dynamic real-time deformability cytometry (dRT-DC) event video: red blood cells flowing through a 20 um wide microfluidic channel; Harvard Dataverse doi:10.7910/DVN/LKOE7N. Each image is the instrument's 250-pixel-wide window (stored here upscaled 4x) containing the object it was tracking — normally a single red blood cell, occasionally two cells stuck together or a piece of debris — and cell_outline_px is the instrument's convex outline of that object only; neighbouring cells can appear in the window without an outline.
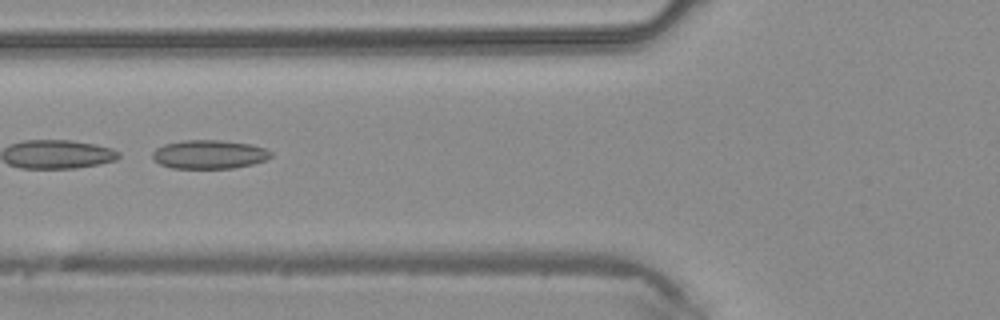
{"species": "common noctule bat (a hibernating species)", "species_latin": "Nyctalus noctula", "temperature_condition": "warm", "stored_images_in_passage": 4, "camera_frame_rate_fps": 3000, "um_per_image_px": 0.085, "animal": {"sex": "male", "body_mass_g": 20.4}, "frame": {"image": 1, "passage_image": 3, "time_ms": 0.667, "image_size_px": [1000, 320], "cell_outline_px": [[272, 156], [264, 160], [252, 164], [232, 168], [172, 168], [160, 164], [152, 156], [152, 152], [156, 148], [164, 144], [184, 140], [216, 140], [248, 144], [264, 148], [272, 152]], "centroid_in_image_um": [17.76, 13.12], "position_along_channel_um": 108.0, "area_um2": 19.59}}
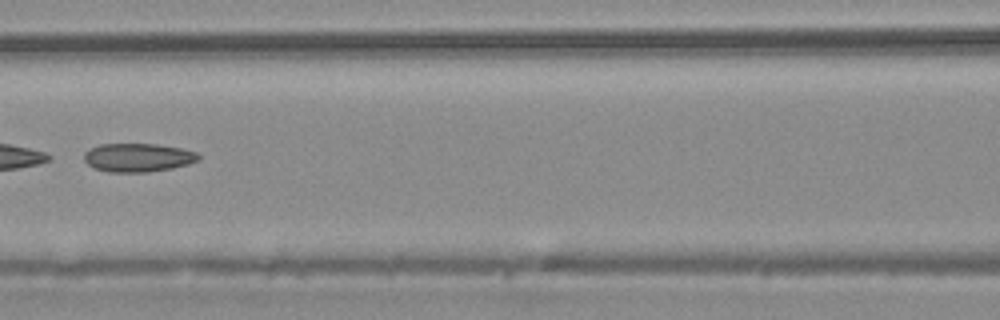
{"frame": {"image": 2, "passage_image": 4, "time_ms": 1.0, "image_size_px": [1000, 320], "cell_outline_px": [[200, 160], [188, 164], [172, 168], [148, 172], [108, 172], [92, 168], [84, 160], [84, 152], [100, 144], [156, 144], [180, 148], [196, 152], [200, 156]], "centroid_in_image_um": [11.72, 13.4], "position_along_channel_um": 154.9, "area_um2": 19.07}}